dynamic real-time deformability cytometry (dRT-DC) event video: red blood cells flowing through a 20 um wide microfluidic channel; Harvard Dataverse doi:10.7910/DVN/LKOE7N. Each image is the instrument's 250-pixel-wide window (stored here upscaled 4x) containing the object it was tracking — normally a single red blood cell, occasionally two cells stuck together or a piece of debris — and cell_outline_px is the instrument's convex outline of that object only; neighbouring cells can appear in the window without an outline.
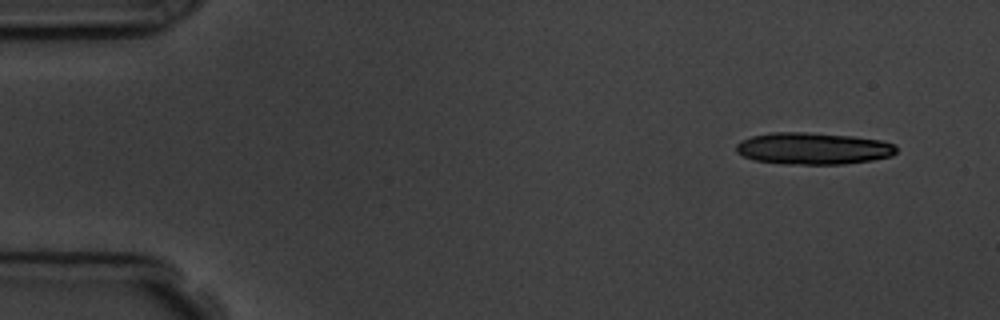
{"species": "common noctule bat (a hibernating species)", "species_latin": "Nyctalus noctula", "temperature_condition": "room temperature", "stored_images_in_passage": 6, "camera_frame_rate_fps": 3000, "um_per_image_px": 0.085, "animal": {"sex": "male", "body_mass_g": 19.5, "forearm_length_mm": 54.6}, "frame": {"image": 1, "passage_image": 1, "time_ms": 0.0, "image_size_px": [1000, 320], "cell_outline_px": [[896, 152], [892, 156], [872, 160], [844, 164], [784, 164], [756, 160], [744, 156], [736, 152], [736, 144], [740, 140], [752, 136], [772, 132], [804, 132], [852, 136], [880, 140], [896, 144]], "centroid_in_image_um": [69.12, 12.62], "position_along_channel_um": 15.9, "area_um2": 29.77}}
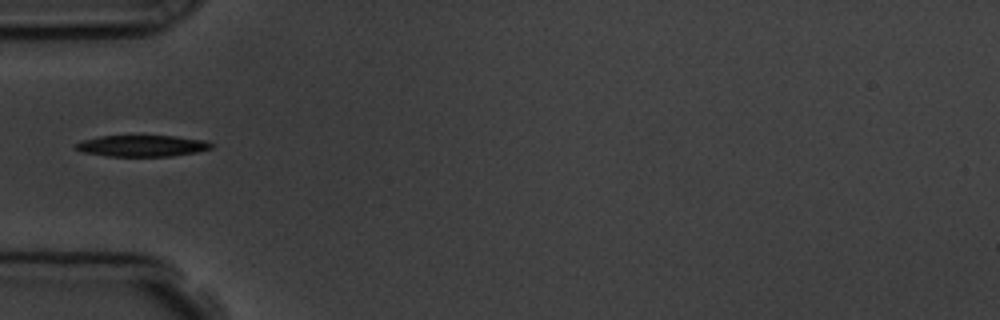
{"frame": {"image": 2, "passage_image": 5, "time_ms": 4.667, "image_size_px": [1000, 320], "cell_outline_px": [[212, 148], [196, 152], [172, 156], [108, 156], [84, 152], [72, 148], [80, 140], [100, 136], [176, 136], [204, 140], [212, 144]], "centroid_in_image_um": [12.04, 12.39], "position_along_channel_um": 73.0, "area_um2": 16.82}}